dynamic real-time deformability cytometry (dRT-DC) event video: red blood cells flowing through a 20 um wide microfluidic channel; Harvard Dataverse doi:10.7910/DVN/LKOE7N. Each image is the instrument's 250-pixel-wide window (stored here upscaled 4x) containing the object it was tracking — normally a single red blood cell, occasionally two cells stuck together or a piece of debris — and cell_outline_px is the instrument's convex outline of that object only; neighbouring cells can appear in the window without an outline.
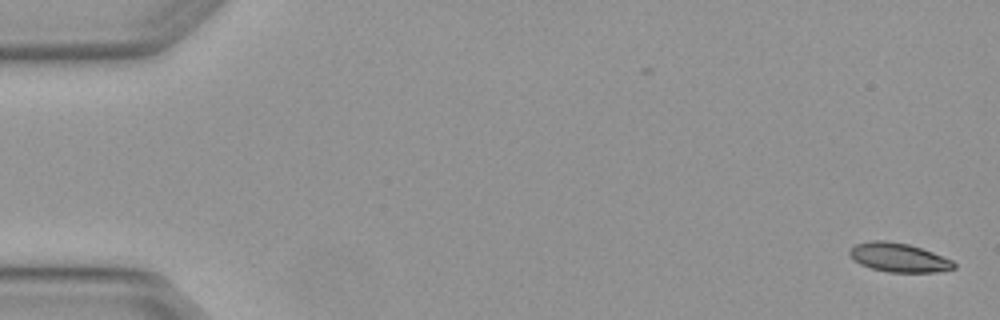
{"species": "Egyptian fruit bat (a non-hibernating species)", "species_latin": "Rousettus aegyptiacus", "temperature_condition": "warm", "stored_images_in_passage": 5, "camera_frame_rate_fps": 3000, "um_per_image_px": 0.085, "animal": {"sex": "female"}, "frame": {"image": 1, "passage_image": 1, "time_ms": 0.0, "image_size_px": [1000, 320], "cell_outline_px": [[956, 268], [936, 272], [888, 272], [872, 268], [860, 264], [852, 260], [848, 252], [856, 244], [872, 240], [884, 240], [908, 244], [932, 252], [952, 260], [956, 264]], "centroid_in_image_um": [76.38, 21.89], "position_along_channel_um": 8.6, "area_um2": 17.51}}
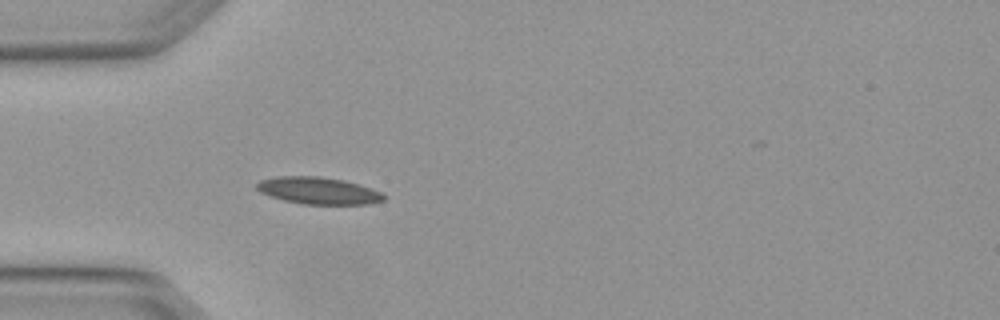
{"frame": {"image": 2, "passage_image": 5, "time_ms": 1.333, "image_size_px": [1000, 320], "cell_outline_px": [[384, 200], [368, 204], [304, 204], [284, 200], [260, 192], [256, 188], [256, 184], [260, 180], [276, 176], [320, 176], [344, 180], [380, 192], [384, 196]], "centroid_in_image_um": [27.01, 16.2], "position_along_channel_um": 58.0, "area_um2": 19.71}}